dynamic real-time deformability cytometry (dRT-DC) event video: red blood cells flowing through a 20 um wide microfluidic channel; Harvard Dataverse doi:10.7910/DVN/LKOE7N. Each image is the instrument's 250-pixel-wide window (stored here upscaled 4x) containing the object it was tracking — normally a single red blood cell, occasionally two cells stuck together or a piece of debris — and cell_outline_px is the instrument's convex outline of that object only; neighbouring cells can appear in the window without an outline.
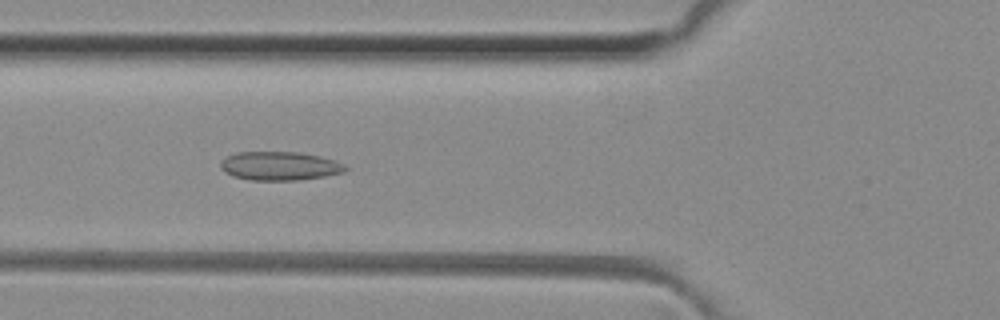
{"species": "common noctule bat (a hibernating species)", "species_latin": "Nyctalus noctula", "temperature_condition": "room temperature", "stored_images_in_passage": 34, "camera_frame_rate_fps": 3000, "um_per_image_px": 0.085, "animal": {"sex": "female", "body_mass_g": 29.2, "forearm_length_mm": 56.3}, "frame": {"image": 1, "passage_image": 6, "time_ms": 1.667, "image_size_px": [1000, 320], "cell_outline_px": [[348, 168], [344, 172], [324, 176], [300, 180], [248, 180], [232, 176], [224, 172], [220, 168], [220, 160], [224, 156], [236, 152], [300, 152], [320, 156], [336, 160], [344, 164]], "centroid_in_image_um": [23.73, 14.1], "position_along_channel_um": 102.1, "area_um2": 21.21}}
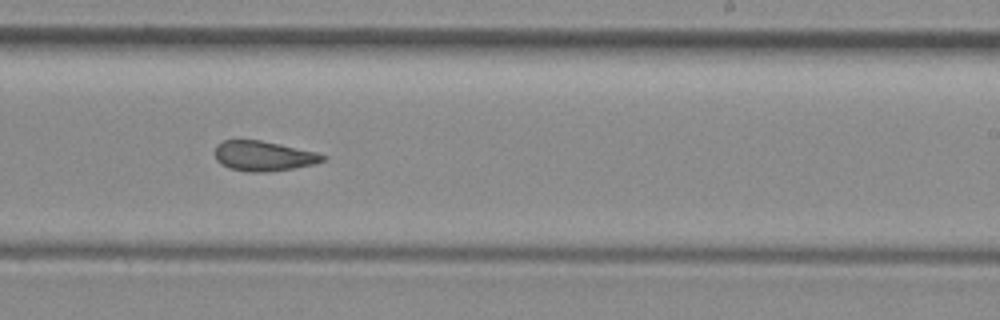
{"frame": {"image": 2, "passage_image": 18, "time_ms": 5.667, "image_size_px": [1000, 320], "cell_outline_px": [[328, 160], [316, 164], [292, 168], [264, 172], [248, 172], [228, 168], [220, 164], [216, 160], [212, 152], [216, 144], [224, 140], [260, 140], [280, 144], [316, 152], [328, 156]], "centroid_in_image_um": [22.37, 13.26], "position_along_channel_um": 266.6, "area_um2": 19.19}}
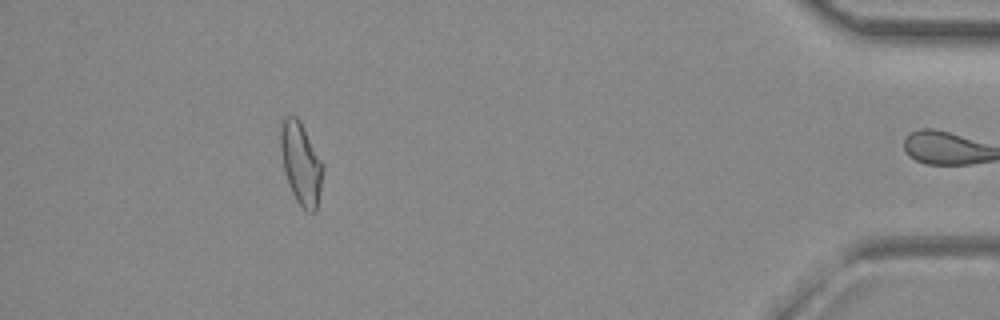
{"frame": {"image": 3, "passage_image": 33, "time_ms": 10.667, "image_size_px": [1000, 320], "cell_outline_px": [[324, 172], [316, 212], [308, 212], [296, 200], [288, 184], [284, 172], [280, 152], [280, 120], [284, 116], [296, 116], [300, 120], [324, 164]], "centroid_in_image_um": [25.57, 13.86], "position_along_channel_um": 409.6, "area_um2": 20.63}, "authors_computed_cell_mechanics": {"area_um2": 19.2474, "velocity_mm_per_s": 4.1208, "shape_relaxation_time_tau1_ms": null, "shape_relaxation_time_tau2_ms": 2.0417, "deformation_change_tau1": null, "deformation_change_tau2": 0.1}}